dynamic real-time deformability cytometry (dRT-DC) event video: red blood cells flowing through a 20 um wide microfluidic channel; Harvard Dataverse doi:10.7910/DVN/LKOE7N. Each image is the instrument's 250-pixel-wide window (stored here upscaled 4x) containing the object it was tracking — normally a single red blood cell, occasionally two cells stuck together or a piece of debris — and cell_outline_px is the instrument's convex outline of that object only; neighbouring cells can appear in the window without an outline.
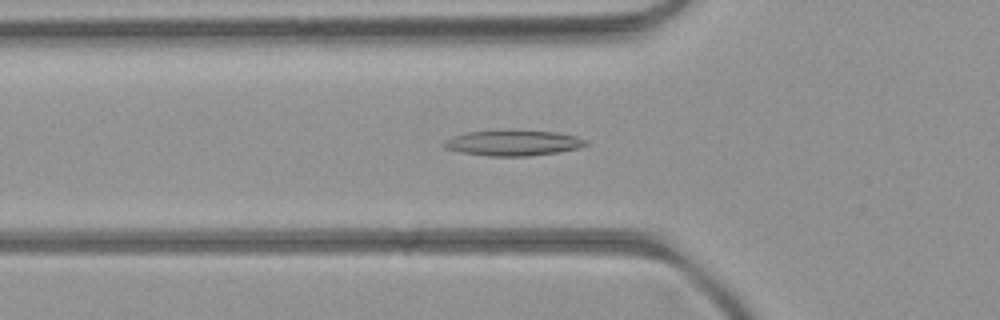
{"species": "common noctule bat (a hibernating species)", "species_latin": "Nyctalus noctula", "temperature_condition": "room temperature", "stored_images_in_passage": 50, "camera_frame_rate_fps": 3000, "um_per_image_px": 0.085, "animal": {"sex": "female", "body_mass_g": 21.9}, "frame": {"image": 1, "passage_image": 16, "time_ms": 5.0, "image_size_px": [1000, 320], "cell_outline_px": [[588, 144], [580, 148], [556, 152], [528, 156], [488, 156], [460, 152], [448, 148], [444, 144], [444, 140], [452, 136], [468, 132], [556, 132], [576, 136], [588, 140]], "centroid_in_image_um": [43.66, 12.18], "position_along_channel_um": 82.1, "area_um2": 20.35}}
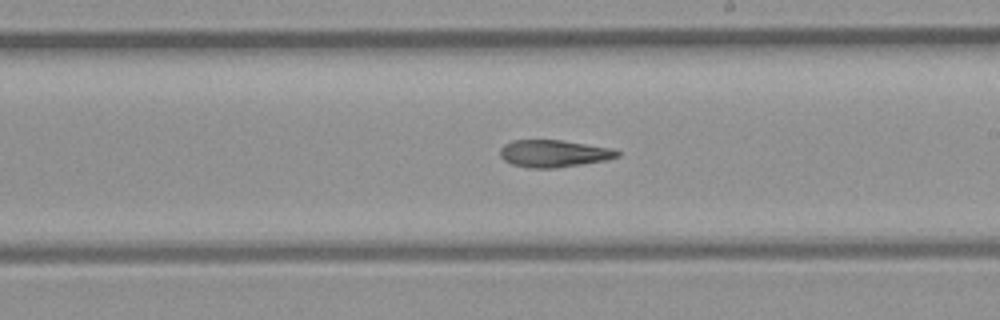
{"frame": {"image": 2, "passage_image": 28, "time_ms": 9.0, "image_size_px": [1000, 320], "cell_outline_px": [[620, 156], [608, 160], [556, 168], [528, 168], [512, 164], [504, 160], [500, 156], [500, 148], [504, 144], [512, 140], [560, 140], [612, 148], [620, 152]], "centroid_in_image_um": [47.07, 13.05], "position_along_channel_um": 241.9, "area_um2": 18.67}}
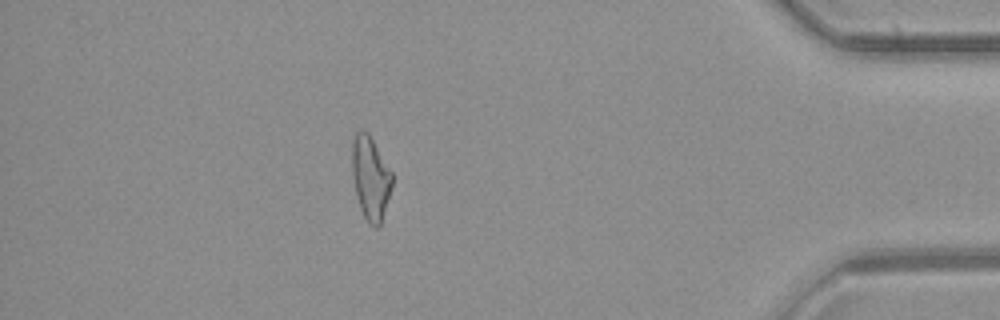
{"frame": {"image": 3, "passage_image": 44, "time_ms": 14.333, "image_size_px": [1000, 320], "cell_outline_px": [[392, 188], [380, 224], [376, 228], [368, 224], [360, 208], [356, 196], [352, 176], [352, 144], [356, 132], [368, 132], [392, 172]], "centroid_in_image_um": [31.49, 15.15], "position_along_channel_um": 403.7, "area_um2": 19.36}}